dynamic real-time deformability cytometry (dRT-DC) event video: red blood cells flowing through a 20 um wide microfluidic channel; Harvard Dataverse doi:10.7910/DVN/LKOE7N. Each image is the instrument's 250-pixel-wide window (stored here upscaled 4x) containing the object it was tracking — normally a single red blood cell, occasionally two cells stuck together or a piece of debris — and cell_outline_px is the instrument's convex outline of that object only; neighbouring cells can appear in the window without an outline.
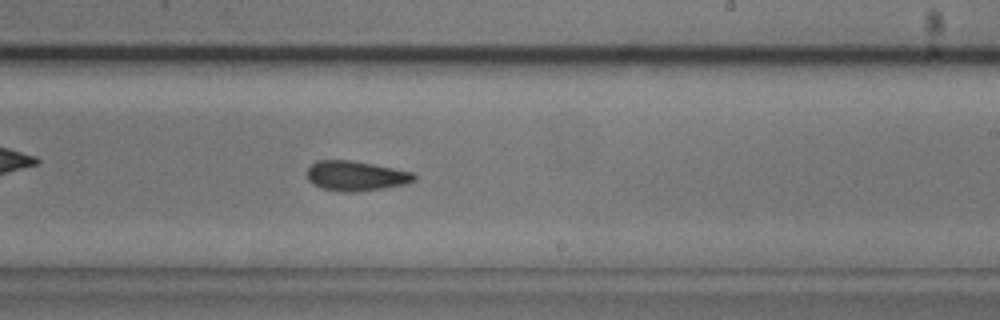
{"species": "common noctule bat (a hibernating species)", "species_latin": "Nyctalus noctula", "temperature_condition": "cold", "stored_images_in_passage": 53, "camera_frame_rate_fps": 3000, "um_per_image_px": 0.085, "animal": {"sex": "male", "body_mass_g": 20.5, "forearm_length_mm": 52.5}, "frame": {"image": 1, "passage_image": 31, "time_ms": 10.0, "image_size_px": [1000, 320], "cell_outline_px": [[416, 180], [404, 184], [380, 188], [352, 192], [348, 192], [324, 188], [312, 184], [308, 180], [308, 168], [316, 160], [352, 160], [412, 172], [416, 176]], "centroid_in_image_um": [30.23, 14.93], "position_along_channel_um": 258.8, "area_um2": 18.26}}
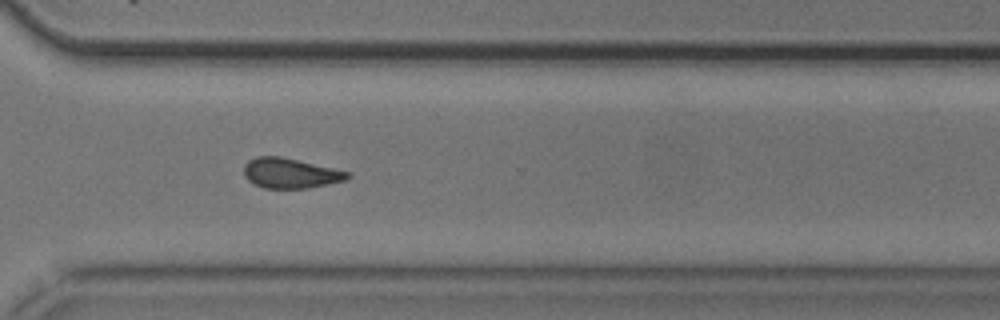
{"frame": {"image": 2, "passage_image": 38, "time_ms": 12.333, "image_size_px": [1000, 320], "cell_outline_px": [[352, 176], [344, 180], [328, 184], [308, 188], [264, 188], [248, 180], [244, 176], [244, 164], [248, 160], [256, 156], [280, 156], [352, 172]], "centroid_in_image_um": [24.69, 14.71], "position_along_channel_um": 345.9, "area_um2": 18.21}}
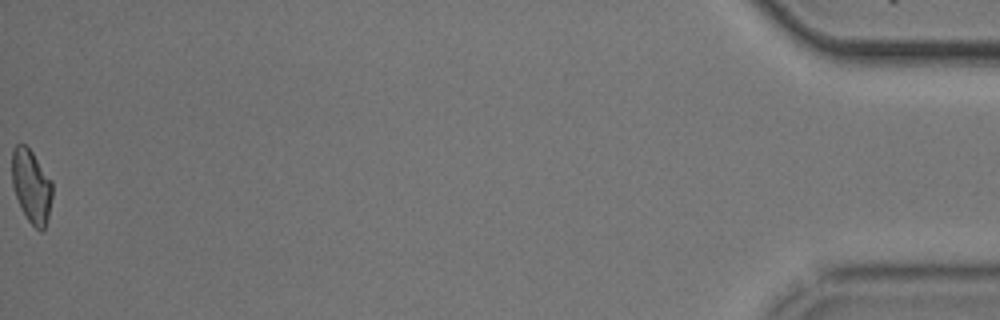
{"frame": {"image": 3, "passage_image": 53, "time_ms": 17.333, "image_size_px": [1000, 320], "cell_outline_px": [[52, 196], [48, 216], [44, 228], [40, 232], [28, 220], [20, 208], [12, 184], [12, 148], [16, 144], [24, 144], [32, 152], [52, 180]], "centroid_in_image_um": [2.66, 15.81], "position_along_channel_um": 432.5, "area_um2": 17.22}, "authors_computed_cell_mechanics": {"area_um2": 18.4382, "velocity_mm_per_s": 3.7477, "shape_relaxation_time_tau1_ms": 2.6843, "shape_relaxation_time_tau2_ms": 3.0536, "deformation_change_tau1": 0.1016, "deformation_change_tau2": 0.1045}}